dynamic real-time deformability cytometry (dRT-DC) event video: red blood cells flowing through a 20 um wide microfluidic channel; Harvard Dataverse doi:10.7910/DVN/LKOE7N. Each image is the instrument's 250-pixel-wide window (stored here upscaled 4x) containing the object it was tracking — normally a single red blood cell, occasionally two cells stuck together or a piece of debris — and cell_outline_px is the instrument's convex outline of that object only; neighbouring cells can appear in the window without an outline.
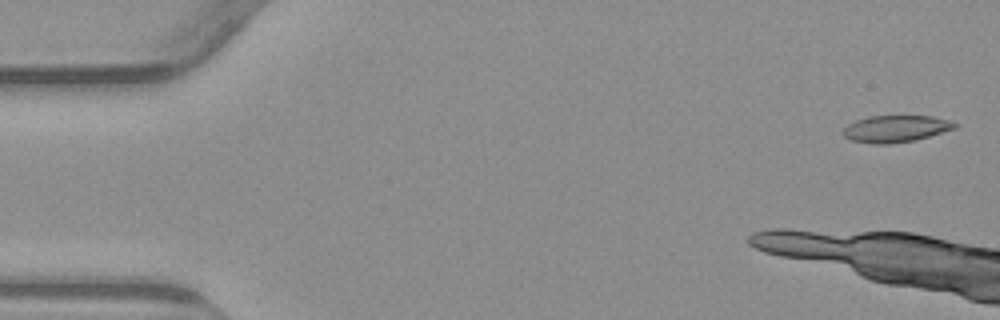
{"species": "common noctule bat (a hibernating species)", "species_latin": "Nyctalus noctula", "temperature_condition": "warm", "stored_images_in_passage": 8, "camera_frame_rate_fps": 3000, "um_per_image_px": 0.085, "animal": {"sex": "male", "body_mass_g": 23.1, "forearm_length_mm": 52.7}, "frame": {"image": 1, "passage_image": 2, "time_ms": 0.333, "image_size_px": [1000, 320], "cell_outline_px": [[960, 124], [956, 128], [916, 140], [888, 144], [872, 144], [852, 140], [844, 136], [840, 132], [848, 124], [856, 120], [868, 116], [932, 116], [952, 120]], "centroid_in_image_um": [76.16, 10.94], "position_along_channel_um": 8.8, "area_um2": 17.69}}